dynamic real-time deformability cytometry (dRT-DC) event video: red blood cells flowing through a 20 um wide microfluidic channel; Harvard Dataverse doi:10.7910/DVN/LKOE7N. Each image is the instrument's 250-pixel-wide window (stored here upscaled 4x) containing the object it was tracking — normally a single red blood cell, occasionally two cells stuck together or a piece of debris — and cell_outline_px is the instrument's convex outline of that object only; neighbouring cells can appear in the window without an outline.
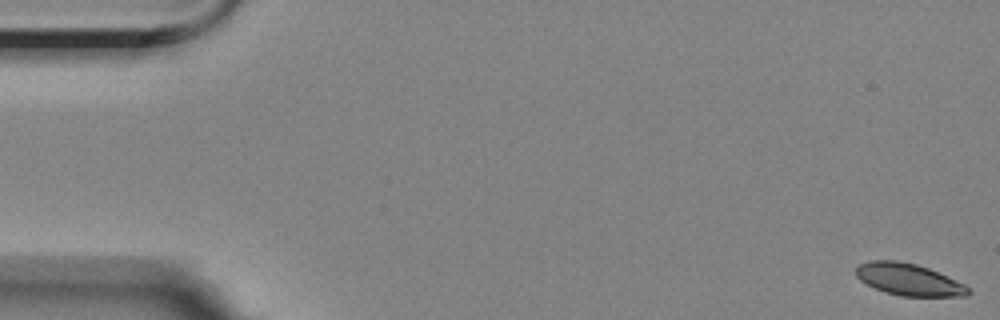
{"species": "Egyptian fruit bat (a non-hibernating species)", "species_latin": "Rousettus aegyptiacus", "temperature_condition": "room temperature", "stored_images_in_passage": 58, "segment_of_instrument_passage": [1, 2], "camera_frame_rate_fps": 3000, "um_per_image_px": 0.085, "animal": {"sex": "female"}, "frame": {"image": 1, "passage_image": 1, "time_ms": 0.0, "image_size_px": [1000, 320], "cell_outline_px": [[972, 292], [968, 296], [900, 296], [884, 292], [860, 280], [856, 276], [856, 268], [860, 264], [868, 260], [896, 260], [916, 264], [928, 268], [964, 284]], "centroid_in_image_um": [77.23, 23.76], "position_along_channel_um": 7.8, "area_um2": 20.75}}
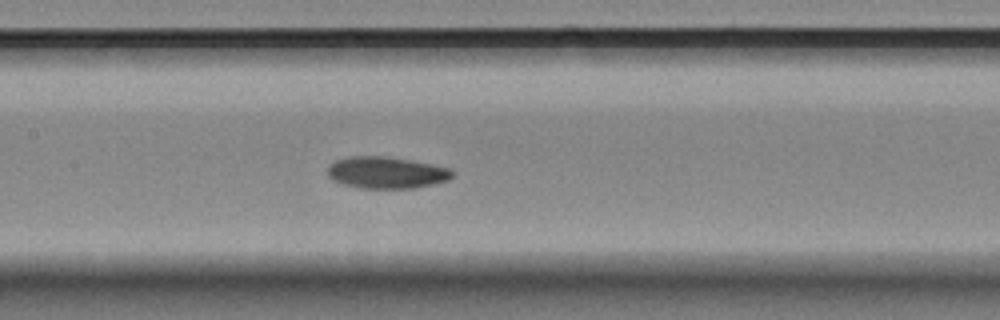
{"frame": {"image": 2, "passage_image": 27, "time_ms": 8.667, "image_size_px": [1000, 320], "cell_outline_px": [[452, 176], [448, 180], [432, 184], [412, 188], [360, 188], [344, 184], [328, 176], [328, 168], [336, 160], [348, 156], [388, 156], [432, 164], [452, 168]], "centroid_in_image_um": [32.86, 14.66], "position_along_channel_um": 174.5, "area_um2": 22.89}}
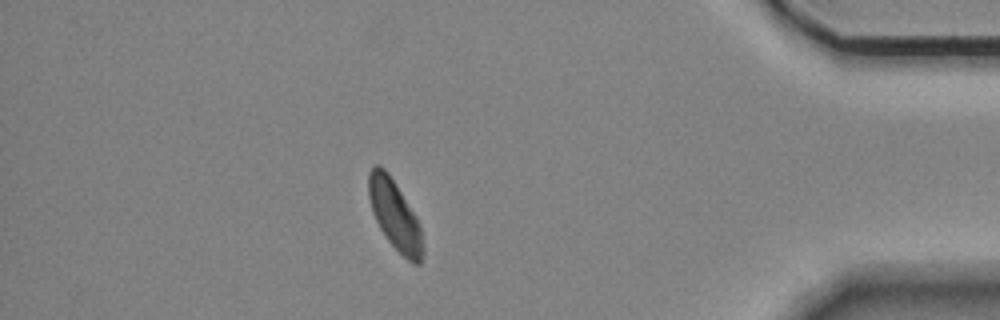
{"frame": {"image": 3, "passage_image": 50, "time_ms": 16.333, "image_size_px": [1000, 320], "cell_outline_px": [[424, 252], [420, 264], [412, 264], [388, 240], [380, 228], [372, 212], [368, 196], [368, 172], [372, 164], [380, 164], [388, 172], [416, 216], [420, 228], [424, 244]], "centroid_in_image_um": [33.55, 18.25], "position_along_channel_um": 401.7, "area_um2": 22.02}}